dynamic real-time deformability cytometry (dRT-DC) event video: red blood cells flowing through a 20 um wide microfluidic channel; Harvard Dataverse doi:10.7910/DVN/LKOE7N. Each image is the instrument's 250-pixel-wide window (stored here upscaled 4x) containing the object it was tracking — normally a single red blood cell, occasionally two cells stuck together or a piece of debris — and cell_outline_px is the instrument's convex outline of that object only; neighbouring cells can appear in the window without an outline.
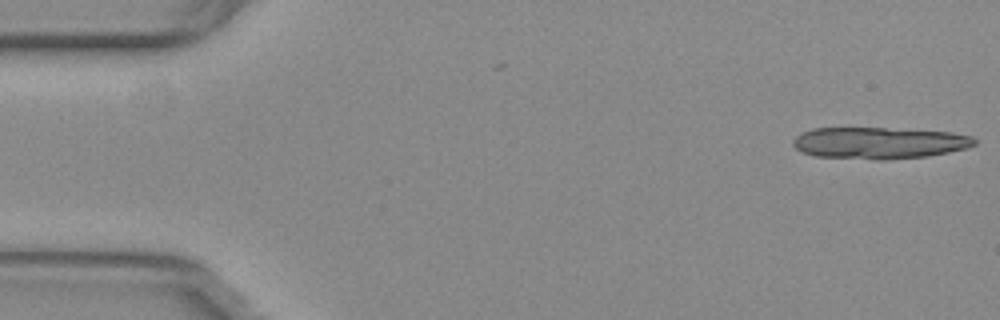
{"species": "common noctule bat (a hibernating species)", "species_latin": "Nyctalus noctula", "temperature_condition": "warm", "stored_images_in_passage": 13, "camera_frame_rate_fps": 3000, "um_per_image_px": 0.085, "animal": {"sex": "female", "body_mass_g": 29.2, "forearm_length_mm": 56.3}, "frame": {"image": 1, "passage_image": 1, "time_ms": 0.0, "image_size_px": [1000, 320], "cell_outline_px": [[976, 144], [968, 148], [928, 156], [880, 160], [816, 156], [800, 152], [792, 144], [792, 140], [800, 132], [812, 128], [884, 128], [952, 132], [972, 136], [976, 140]], "centroid_in_image_um": [74.7, 12.15], "position_along_channel_um": 10.3, "area_um2": 33.64}}